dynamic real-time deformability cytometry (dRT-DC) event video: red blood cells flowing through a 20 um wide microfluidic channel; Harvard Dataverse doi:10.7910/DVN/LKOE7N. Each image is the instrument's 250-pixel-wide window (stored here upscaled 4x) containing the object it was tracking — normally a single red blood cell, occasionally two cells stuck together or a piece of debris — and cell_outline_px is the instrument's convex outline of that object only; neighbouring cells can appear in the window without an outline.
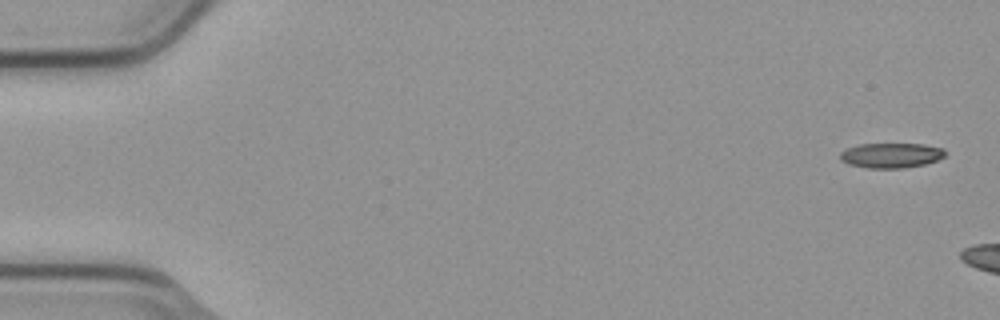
{"species": "common noctule bat (a hibernating species)", "species_latin": "Nyctalus noctula", "temperature_condition": "cold", "stored_images_in_passage": 3, "camera_frame_rate_fps": 3000, "um_per_image_px": 0.085, "animal": {"sex": "male", "body_mass_g": 23.1, "forearm_length_mm": 52.7}, "frame": {"image": 1, "passage_image": 1, "time_ms": 0.0, "image_size_px": [1000, 320], "cell_outline_px": [[948, 152], [944, 156], [936, 160], [924, 164], [904, 168], [868, 168], [848, 164], [840, 160], [840, 152], [848, 148], [860, 144], [924, 144], [944, 148]], "centroid_in_image_um": [75.76, 13.2], "position_along_channel_um": 9.2, "area_um2": 15.32}}